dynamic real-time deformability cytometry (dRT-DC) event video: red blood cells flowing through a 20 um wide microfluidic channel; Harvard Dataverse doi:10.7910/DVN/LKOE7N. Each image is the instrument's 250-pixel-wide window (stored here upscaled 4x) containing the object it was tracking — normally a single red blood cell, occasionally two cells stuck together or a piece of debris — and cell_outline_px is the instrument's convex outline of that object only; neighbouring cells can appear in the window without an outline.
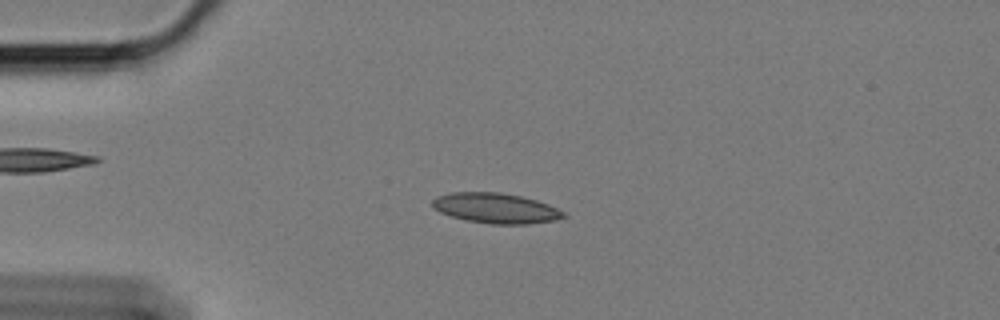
{"species": "Egyptian fruit bat (a non-hibernating species)", "species_latin": "Rousettus aegyptiacus", "temperature_condition": "cold", "stored_images_in_passage": 59, "camera_frame_rate_fps": 3000, "um_per_image_px": 0.085, "animal": {"sex": "female"}, "frame": {"image": 1, "passage_image": 15, "time_ms": 4.667, "image_size_px": [1000, 320], "cell_outline_px": [[568, 216], [556, 220], [528, 224], [492, 224], [464, 220], [440, 212], [432, 208], [432, 200], [436, 196], [452, 192], [496, 192], [520, 196], [536, 200], [548, 204], [564, 212]], "centroid_in_image_um": [42.12, 17.7], "position_along_channel_um": 42.9, "area_um2": 23.12}}
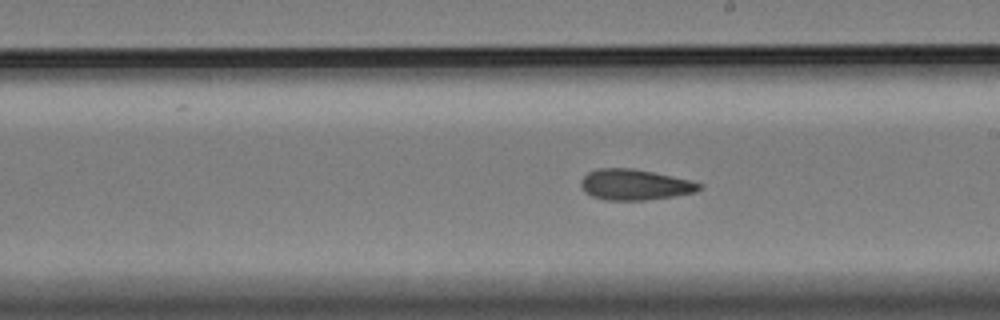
{"frame": {"image": 2, "passage_image": 34, "time_ms": 11.0, "image_size_px": [1000, 320], "cell_outline_px": [[704, 184], [696, 192], [672, 196], [644, 200], [604, 200], [592, 196], [584, 192], [580, 184], [580, 180], [588, 172], [596, 168], [632, 168], [672, 176]], "centroid_in_image_um": [53.91, 15.69], "position_along_channel_um": 235.1, "area_um2": 21.15}}
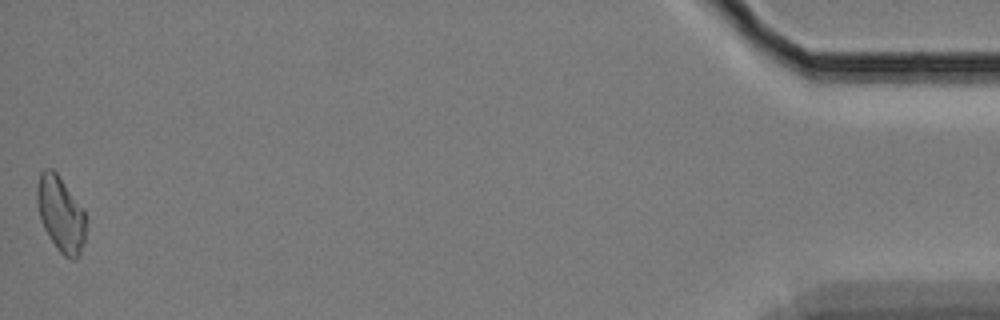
{"frame": {"image": 3, "passage_image": 59, "time_ms": 19.333, "image_size_px": [1000, 320], "cell_outline_px": [[84, 240], [80, 256], [76, 260], [72, 260], [64, 256], [56, 248], [44, 228], [40, 220], [36, 204], [36, 188], [40, 172], [44, 168], [52, 168], [56, 172], [84, 212]], "centroid_in_image_um": [5.11, 18.21], "position_along_channel_um": 430.1, "area_um2": 21.27}, "authors_computed_cell_mechanics": {"area_um2": 21.4438, "velocity_mm_per_s": 3.4165, "shape_relaxation_time_tau1_ms": null, "shape_relaxation_time_tau2_ms": 3.6452, "deformation_change_tau1": null, "deformation_change_tau2": 0.1072}}